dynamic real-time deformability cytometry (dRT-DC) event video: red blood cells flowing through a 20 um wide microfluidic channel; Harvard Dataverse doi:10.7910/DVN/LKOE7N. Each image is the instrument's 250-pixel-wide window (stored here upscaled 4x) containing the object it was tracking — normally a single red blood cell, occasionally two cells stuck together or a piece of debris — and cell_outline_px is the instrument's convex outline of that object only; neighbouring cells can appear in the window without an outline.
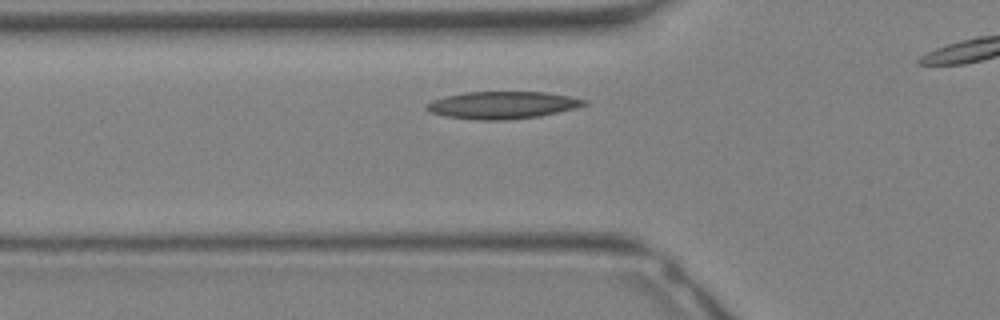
{"species": "Egyptian fruit bat (a non-hibernating species)", "species_latin": "Rousettus aegyptiacus", "temperature_condition": "warm", "stored_images_in_passage": 19, "camera_frame_rate_fps": 3000, "um_per_image_px": 0.085, "animal": {"sex": "female"}, "frame": {"image": 1, "passage_image": 3, "time_ms": 0.667, "image_size_px": [1000, 320], "cell_outline_px": [[588, 104], [576, 108], [536, 116], [508, 120], [480, 120], [444, 116], [432, 112], [424, 108], [424, 104], [432, 100], [444, 96], [464, 92], [548, 92], [588, 100]], "centroid_in_image_um": [42.67, 8.92], "position_along_channel_um": 83.1, "area_um2": 25.09}}
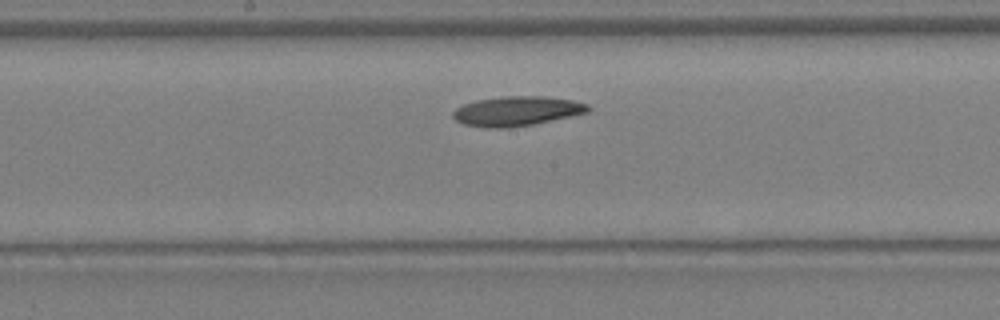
{"frame": {"image": 2, "passage_image": 9, "time_ms": 2.667, "image_size_px": [1000, 320], "cell_outline_px": [[592, 108], [588, 112], [532, 124], [508, 128], [484, 128], [464, 124], [456, 120], [452, 116], [452, 112], [456, 108], [464, 104], [476, 100], [504, 96], [544, 96], [572, 100], [588, 104]], "centroid_in_image_um": [43.9, 9.44], "position_along_channel_um": 204.3, "area_um2": 23.24}}
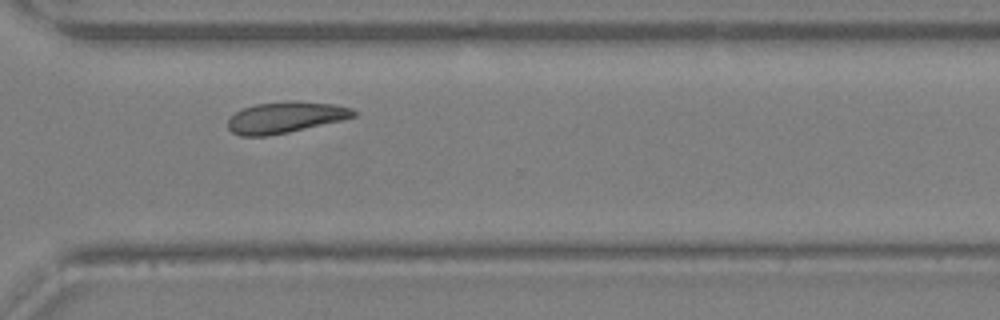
{"frame": {"image": 3, "passage_image": 16, "time_ms": 5.0, "image_size_px": [1000, 320], "cell_outline_px": [[356, 116], [340, 120], [288, 132], [268, 136], [240, 136], [232, 132], [228, 128], [228, 120], [236, 112], [244, 108], [256, 104], [296, 100], [336, 104], [352, 108], [356, 112]], "centroid_in_image_um": [24.26, 9.97], "position_along_channel_um": 346.3, "area_um2": 22.72}}